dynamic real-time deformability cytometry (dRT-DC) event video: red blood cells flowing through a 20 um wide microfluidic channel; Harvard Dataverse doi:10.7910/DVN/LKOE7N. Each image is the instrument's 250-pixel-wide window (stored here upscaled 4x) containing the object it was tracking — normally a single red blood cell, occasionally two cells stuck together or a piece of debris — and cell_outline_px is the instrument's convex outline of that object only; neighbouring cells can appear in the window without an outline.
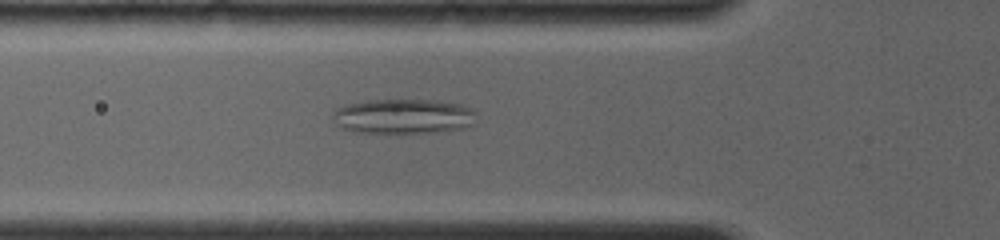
{"species": "common noctule bat (a hibernating species)", "species_latin": "Nyctalus noctula", "temperature_condition": "room temperature", "stored_images_in_passage": 46, "camera_frame_rate_fps": 4000, "um_per_image_px": 0.085, "animal": {"sex": "female", "body_mass_g": 19.0, "forearm_length_mm": 56.7}, "frame": {"image": 1, "passage_image": 16, "time_ms": 5.25, "image_size_px": [1000, 240], "cell_outline_px": [[476, 124], [464, 128], [436, 132], [356, 132], [340, 128], [332, 120], [332, 116], [336, 108], [348, 104], [368, 100], [432, 100], [460, 104], [472, 108], [476, 112]], "centroid_in_image_um": [34.31, 9.89], "position_along_channel_um": 91.5, "area_um2": 29.3}}
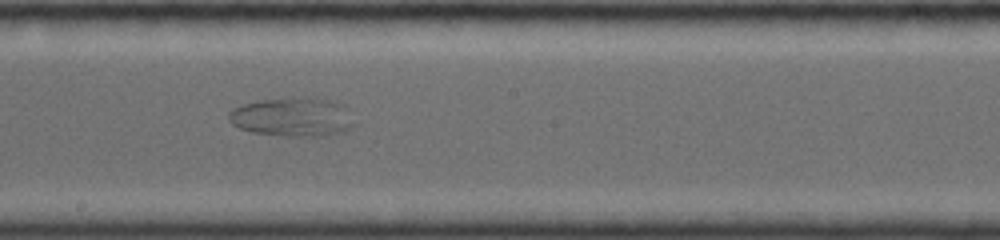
{"frame": {"image": 2, "passage_image": 26, "time_ms": 8.75, "image_size_px": [1000, 240], "cell_outline_px": [[356, 124], [352, 128], [344, 132], [324, 136], [292, 136], [252, 132], [240, 128], [232, 124], [228, 120], [228, 112], [232, 108], [244, 104], [260, 100], [336, 100], [344, 104]], "centroid_in_image_um": [24.9, 9.99], "position_along_channel_um": 223.3, "area_um2": 27.92}}
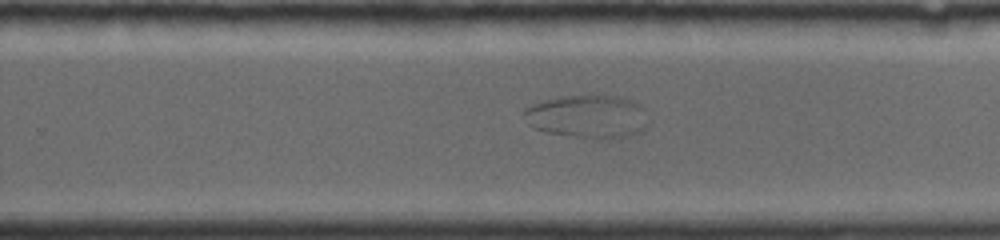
{"frame": {"image": 3, "passage_image": 30, "time_ms": 10.25, "image_size_px": [1000, 240], "cell_outline_px": [[648, 124], [640, 132], [628, 136], [600, 140], [592, 140], [544, 132], [532, 128], [528, 124], [524, 112], [524, 108], [532, 104], [544, 100], [560, 96], [616, 96], [632, 100], [640, 104], [644, 108]], "centroid_in_image_um": [49.94, 9.93], "position_along_channel_um": 279.9, "area_um2": 31.73}}